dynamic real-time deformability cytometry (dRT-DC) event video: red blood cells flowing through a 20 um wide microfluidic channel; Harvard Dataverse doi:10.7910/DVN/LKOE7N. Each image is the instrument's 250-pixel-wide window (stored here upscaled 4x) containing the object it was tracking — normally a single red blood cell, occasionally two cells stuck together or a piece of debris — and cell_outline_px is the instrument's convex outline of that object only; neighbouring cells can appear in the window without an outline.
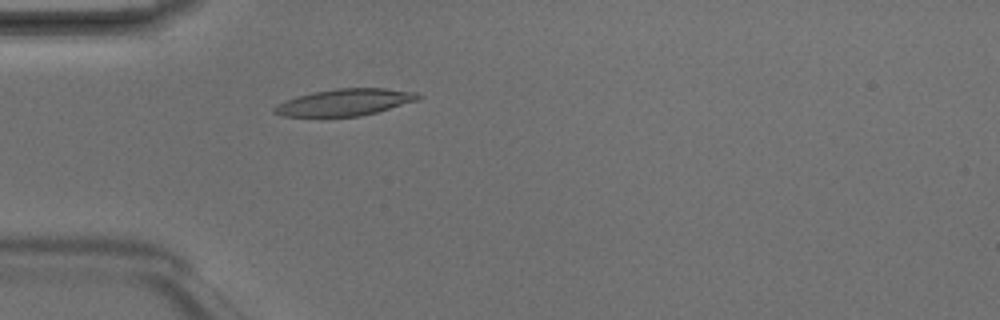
{"species": "Egyptian fruit bat (a non-hibernating species)", "species_latin": "Rousettus aegyptiacus", "temperature_condition": "room temperature", "stored_images_in_passage": 4, "camera_frame_rate_fps": 3000, "um_per_image_px": 0.085, "animal": {"sex": "male"}, "frame": {"image": 1, "passage_image": 4, "time_ms": 1.0, "image_size_px": [1000, 320], "cell_outline_px": [[424, 96], [420, 100], [376, 112], [360, 116], [280, 116], [272, 112], [272, 108], [296, 96], [336, 88], [384, 88], [416, 92]], "centroid_in_image_um": [29.37, 8.69], "position_along_channel_um": 55.6, "area_um2": 22.31}}